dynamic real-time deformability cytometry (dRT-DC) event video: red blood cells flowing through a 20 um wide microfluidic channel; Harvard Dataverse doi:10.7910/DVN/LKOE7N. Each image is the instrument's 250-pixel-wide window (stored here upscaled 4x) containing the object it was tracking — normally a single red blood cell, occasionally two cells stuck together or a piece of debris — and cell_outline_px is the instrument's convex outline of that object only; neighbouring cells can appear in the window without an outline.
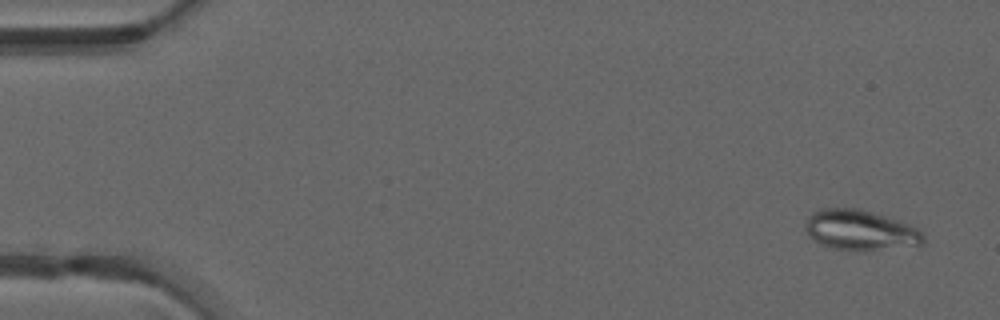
{"species": "common noctule bat (a hibernating species)", "species_latin": "Nyctalus noctula", "temperature_condition": "warm", "stored_images_in_passage": 49, "camera_frame_rate_fps": 3000, "um_per_image_px": 0.085, "animal": {"sex": "male", "forearm_length_mm": 52.5}, "frame": {"image": 1, "passage_image": 3, "time_ms": 0.667, "image_size_px": [1000, 320], "cell_outline_px": [[924, 244], [868, 252], [864, 252], [836, 248], [824, 244], [808, 236], [804, 228], [804, 224], [808, 216], [812, 212], [820, 208], [860, 208], [908, 224], [916, 228], [924, 236]], "centroid_in_image_um": [73.1, 19.57], "position_along_channel_um": 11.9, "area_um2": 27.8}}
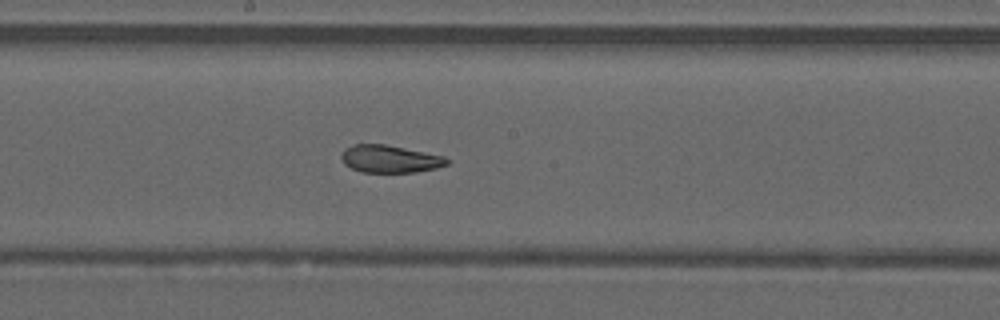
{"frame": {"image": 2, "passage_image": 27, "time_ms": 8.667, "image_size_px": [1000, 320], "cell_outline_px": [[452, 160], [448, 164], [436, 168], [416, 172], [360, 172], [344, 164], [340, 160], [340, 152], [344, 148], [352, 144], [384, 144], [444, 156]], "centroid_in_image_um": [33.1, 13.51], "position_along_channel_um": 215.1, "area_um2": 17.11}}
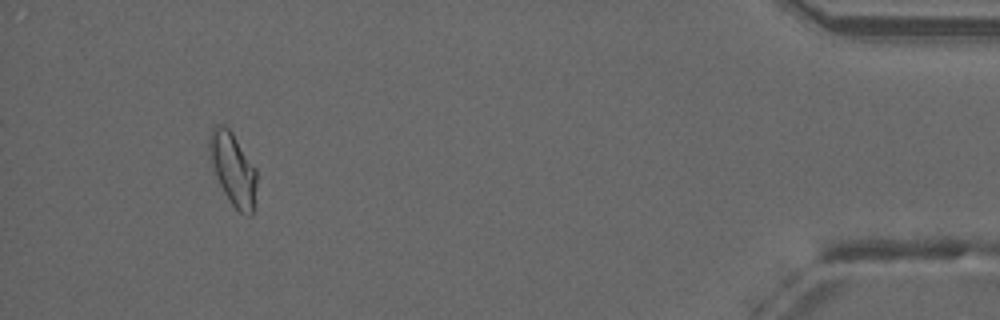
{"frame": {"image": 3, "passage_image": 46, "time_ms": 15.0, "image_size_px": [1000, 320], "cell_outline_px": [[256, 184], [252, 216], [244, 216], [232, 204], [224, 192], [216, 176], [212, 164], [208, 148], [208, 140], [212, 128], [216, 124], [224, 124], [232, 132], [256, 168]], "centroid_in_image_um": [19.8, 14.34], "position_along_channel_um": 415.4, "area_um2": 19.88}, "authors_computed_cell_mechanics": {"area_um2": 19.652, "velocity_mm_per_s": 4.2121, "shape_relaxation_time_tau1_ms": null, "shape_relaxation_time_tau2_ms": 1.4006, "deformation_change_tau1": null, "deformation_change_tau2": 0.091}}